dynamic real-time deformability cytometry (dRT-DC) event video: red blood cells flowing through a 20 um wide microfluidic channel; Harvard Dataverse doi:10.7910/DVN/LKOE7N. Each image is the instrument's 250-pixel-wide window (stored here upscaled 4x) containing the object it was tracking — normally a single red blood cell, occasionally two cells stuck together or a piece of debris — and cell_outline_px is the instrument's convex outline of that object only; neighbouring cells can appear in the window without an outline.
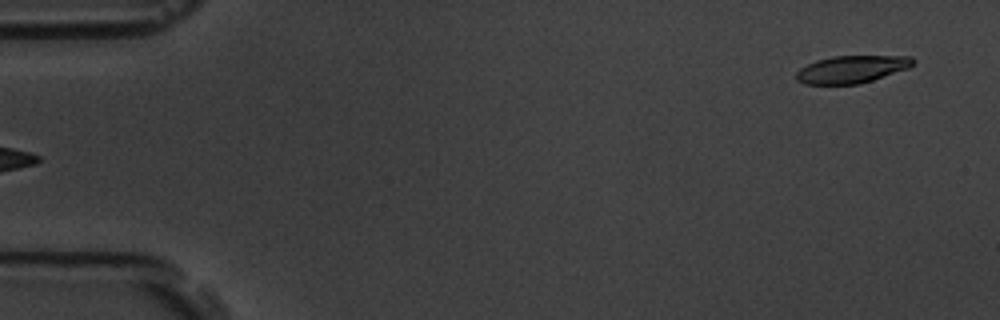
{"species": "common noctule bat (a hibernating species)", "species_latin": "Nyctalus noctula", "temperature_condition": "room temperature", "stored_images_in_passage": 5, "segment_of_instrument_passage": [2, 2], "camera_frame_rate_fps": 3000, "um_per_image_px": 0.085, "animal": {"sex": "male", "body_mass_g": 19.5, "forearm_length_mm": 54.6}, "frame": {"image": 1, "passage_image": 5, "time_ms": 4.667, "image_size_px": [1000, 320], "cell_outline_px": [[916, 60], [908, 68], [860, 84], [804, 84], [796, 80], [796, 72], [800, 68], [816, 60], [832, 56], [912, 56]], "centroid_in_image_um": [72.37, 5.88], "position_along_channel_um": 12.6, "area_um2": 18.61}}